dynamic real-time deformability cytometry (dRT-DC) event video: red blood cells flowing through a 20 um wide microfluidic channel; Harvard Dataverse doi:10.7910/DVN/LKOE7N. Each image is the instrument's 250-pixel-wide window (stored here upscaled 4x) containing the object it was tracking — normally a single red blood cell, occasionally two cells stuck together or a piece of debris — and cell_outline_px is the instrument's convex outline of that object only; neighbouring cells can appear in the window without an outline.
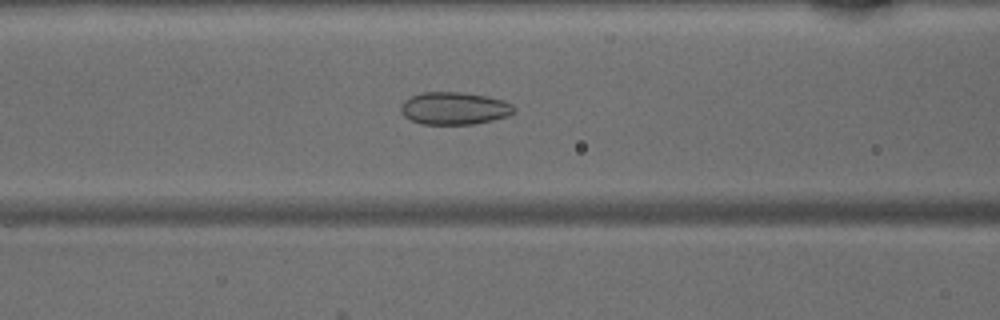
{"species": "common noctule bat (a hibernating species)", "species_latin": "Nyctalus noctula", "temperature_condition": "warm", "stored_images_in_passage": 38, "camera_frame_rate_fps": 3000, "um_per_image_px": 0.085, "animal": {"sex": "male", "body_mass_g": 15.6}, "frame": {"image": 1, "passage_image": 10, "time_ms": 3.0, "image_size_px": [1000, 320], "cell_outline_px": [[516, 112], [508, 116], [492, 120], [472, 124], [420, 124], [404, 116], [400, 112], [400, 104], [404, 100], [412, 96], [424, 92], [460, 92], [488, 96], [504, 100], [512, 104], [516, 108]], "centroid_in_image_um": [38.63, 9.2], "position_along_channel_um": 128.0, "area_um2": 21.62}}
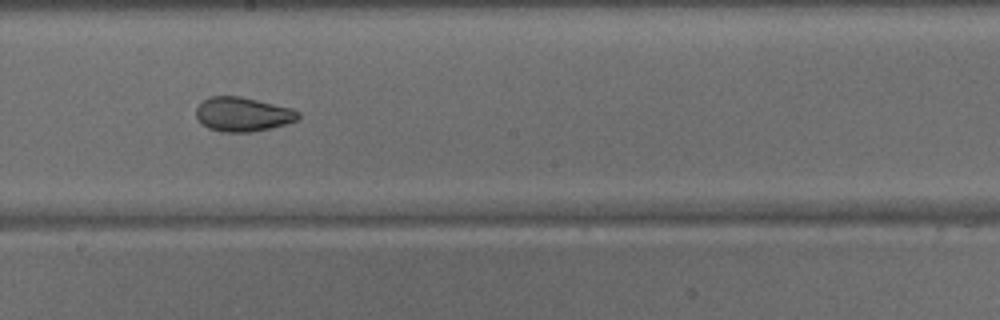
{"frame": {"image": 2, "passage_image": 17, "time_ms": 5.333, "image_size_px": [1000, 320], "cell_outline_px": [[300, 116], [296, 120], [284, 124], [252, 132], [224, 132], [208, 128], [196, 116], [196, 108], [204, 100], [212, 96], [240, 96], [292, 108], [300, 112]], "centroid_in_image_um": [20.64, 9.71], "position_along_channel_um": 227.6, "area_um2": 20.11}}
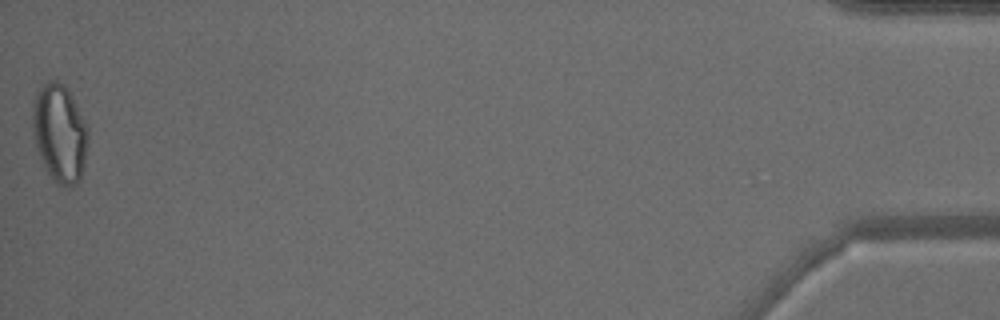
{"frame": {"image": 3, "passage_image": 38, "time_ms": 12.333, "image_size_px": [1000, 320], "cell_outline_px": [[88, 136], [84, 164], [80, 180], [76, 184], [68, 188], [56, 184], [52, 180], [40, 156], [36, 144], [32, 128], [32, 108], [36, 96], [40, 88], [48, 80], [56, 80], [68, 88], [88, 128]], "centroid_in_image_um": [5.08, 11.34], "position_along_channel_um": 430.1, "area_um2": 31.56}}